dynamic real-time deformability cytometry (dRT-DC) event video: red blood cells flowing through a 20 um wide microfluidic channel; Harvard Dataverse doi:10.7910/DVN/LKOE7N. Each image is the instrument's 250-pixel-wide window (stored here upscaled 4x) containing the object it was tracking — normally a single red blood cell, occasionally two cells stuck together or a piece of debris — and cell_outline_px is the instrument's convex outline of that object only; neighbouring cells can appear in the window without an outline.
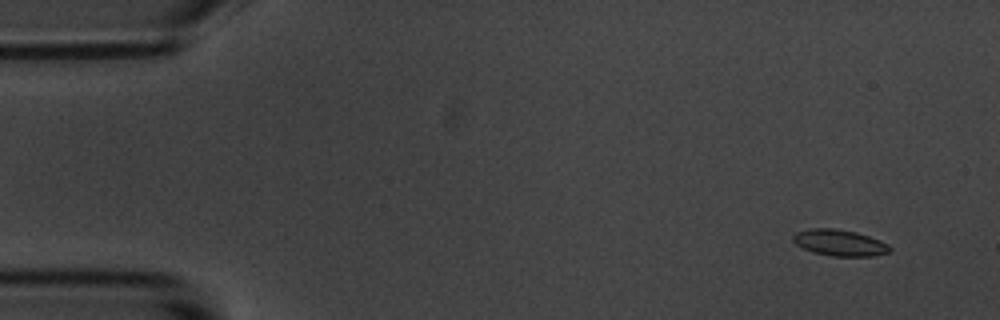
{"species": "common noctule bat (a hibernating species)", "species_latin": "Nyctalus noctula", "temperature_condition": "room temperature", "stored_images_in_passage": 56, "camera_frame_rate_fps": 3000, "um_per_image_px": 0.085, "animal": {"sex": "male", "body_mass_g": 20.1, "forearm_length_mm": 53.5}, "frame": {"image": 1, "passage_image": 4, "time_ms": 1.0, "image_size_px": [1000, 320], "cell_outline_px": [[892, 248], [888, 252], [872, 256], [832, 256], [812, 252], [796, 244], [792, 240], [792, 236], [796, 232], [812, 228], [832, 228], [856, 232], [880, 240], [888, 244]], "centroid_in_image_um": [71.35, 20.63], "position_along_channel_um": 13.6, "area_um2": 14.74}}
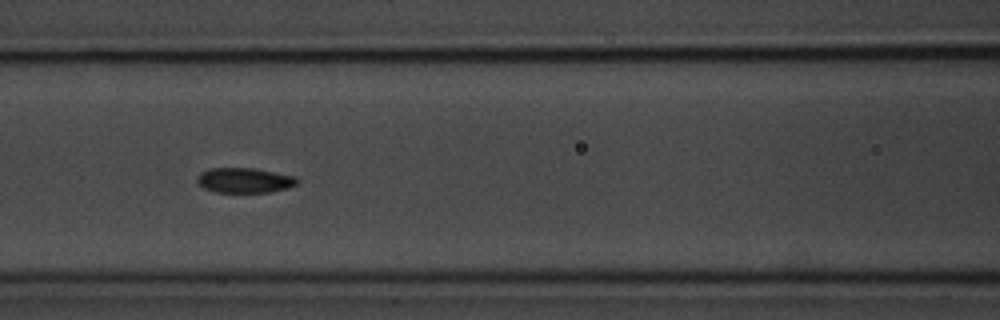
{"frame": {"image": 2, "passage_image": 24, "time_ms": 7.667, "image_size_px": [1000, 320], "cell_outline_px": [[300, 180], [296, 184], [288, 188], [272, 192], [216, 192], [204, 188], [196, 184], [196, 176], [200, 172], [208, 168], [256, 168], [296, 176]], "centroid_in_image_um": [20.77, 15.32], "position_along_channel_um": 145.8, "area_um2": 14.91}}
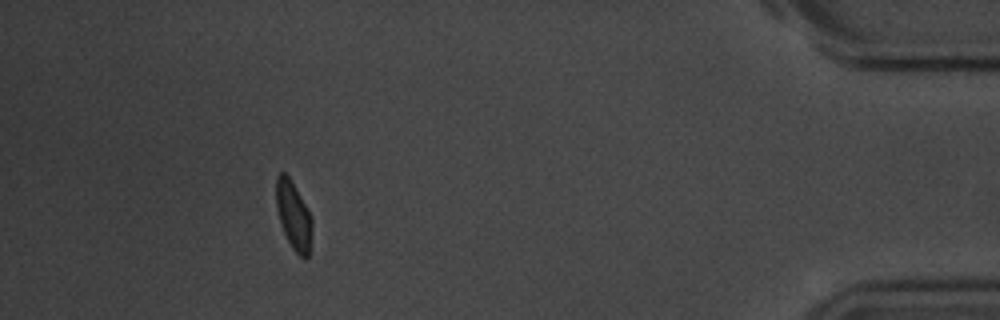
{"frame": {"image": 3, "passage_image": 51, "time_ms": 16.667, "image_size_px": [1000, 320], "cell_outline_px": [[312, 228], [308, 256], [304, 260], [292, 248], [284, 232], [276, 208], [276, 176], [280, 172], [284, 172], [288, 176], [304, 204], [312, 220]], "centroid_in_image_um": [24.93, 18.33], "position_along_channel_um": 410.3, "area_um2": 13.81}, "authors_computed_cell_mechanics": {"area_um2": 14.7101, "velocity_mm_per_s": 3.5902, "shape_relaxation_time_tau1_ms": 3.9257, "shape_relaxation_time_tau2_ms": 3.513, "deformation_change_tau1": 0.1256, "deformation_change_tau2": 0.0695}}